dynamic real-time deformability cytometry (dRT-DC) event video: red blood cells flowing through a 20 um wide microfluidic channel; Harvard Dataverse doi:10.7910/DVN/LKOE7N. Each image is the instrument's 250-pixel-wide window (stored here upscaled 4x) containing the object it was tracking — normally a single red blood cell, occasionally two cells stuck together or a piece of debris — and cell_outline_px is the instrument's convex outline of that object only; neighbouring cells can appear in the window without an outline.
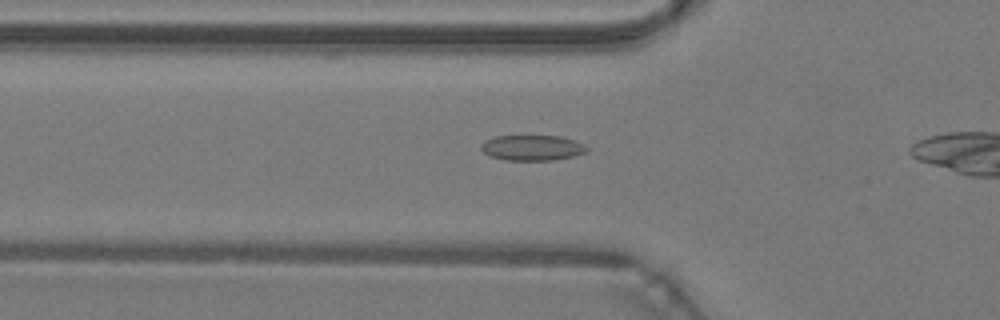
{"species": "common noctule bat (a hibernating species)", "species_latin": "Nyctalus noctula", "temperature_condition": "warm", "stored_images_in_passage": 28, "camera_frame_rate_fps": 3000, "um_per_image_px": 0.085, "animal": {"sex": "male", "body_mass_g": 19.2, "forearm_length_mm": 51.8}, "frame": {"image": 1, "passage_image": 9, "time_ms": 2.667, "image_size_px": [1000, 320], "cell_outline_px": [[588, 148], [584, 152], [572, 156], [552, 160], [504, 160], [492, 156], [484, 152], [480, 148], [480, 144], [484, 140], [496, 136], [560, 136], [584, 144]], "centroid_in_image_um": [45.19, 12.55], "position_along_channel_um": 80.6, "area_um2": 15.49}}
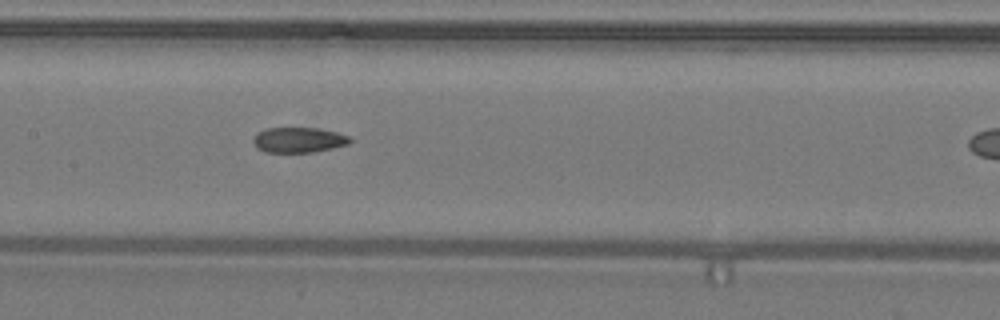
{"frame": {"image": 2, "passage_image": 16, "time_ms": 5.0, "image_size_px": [1000, 320], "cell_outline_px": [[356, 140], [348, 144], [312, 152], [264, 152], [256, 148], [252, 140], [256, 132], [264, 128], [316, 128], [336, 132], [348, 136]], "centroid_in_image_um": [25.35, 11.89], "position_along_channel_um": 182.1, "area_um2": 14.33}}
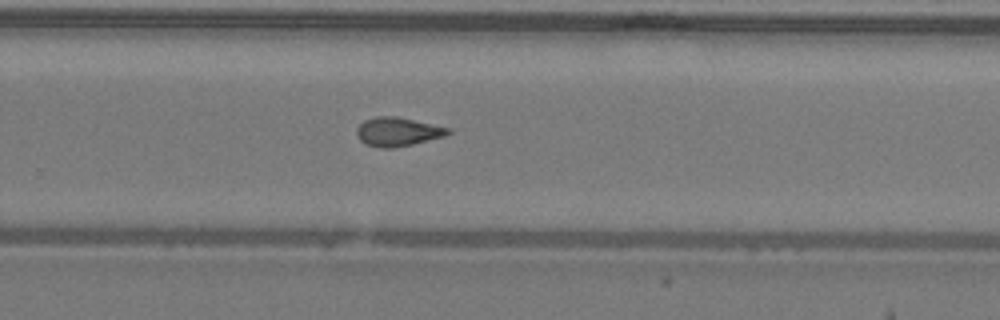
{"frame": {"image": 3, "passage_image": 24, "time_ms": 7.667, "image_size_px": [1000, 320], "cell_outline_px": [[452, 132], [444, 136], [412, 144], [392, 148], [380, 148], [364, 144], [360, 140], [356, 132], [356, 128], [364, 120], [376, 116], [396, 116], [448, 128]], "centroid_in_image_um": [33.75, 11.2], "position_along_channel_um": 296.1, "area_um2": 15.2}}